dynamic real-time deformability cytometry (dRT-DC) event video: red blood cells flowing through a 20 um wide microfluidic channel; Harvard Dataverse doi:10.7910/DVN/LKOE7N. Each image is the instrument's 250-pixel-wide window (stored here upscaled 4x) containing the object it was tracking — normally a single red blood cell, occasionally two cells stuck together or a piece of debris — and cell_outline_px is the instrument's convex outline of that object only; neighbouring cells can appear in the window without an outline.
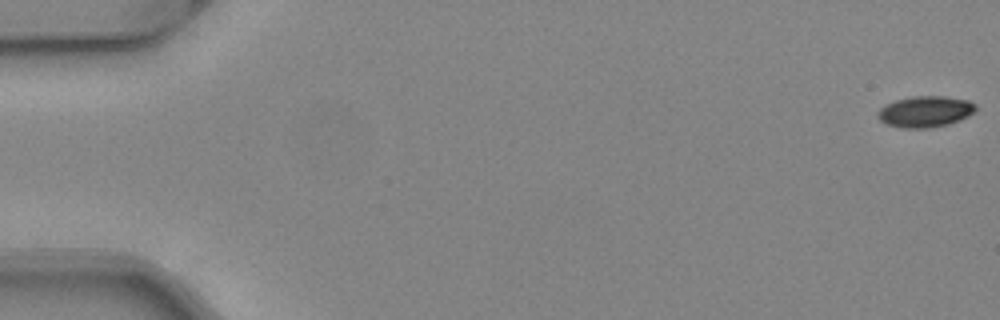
{"species": "common noctule bat (a hibernating species)", "species_latin": "Nyctalus noctula", "temperature_condition": "warm", "stored_images_in_passage": 51, "camera_frame_rate_fps": 3000, "um_per_image_px": 0.085, "animal": {"sex": "female", "body_mass_g": 24.6, "forearm_length_mm": 56.2}, "frame": {"image": 1, "passage_image": 1, "time_ms": 0.0, "image_size_px": [1000, 320], "cell_outline_px": [[976, 108], [968, 116], [960, 120], [948, 124], [928, 128], [900, 128], [888, 124], [880, 120], [876, 116], [876, 112], [880, 108], [896, 100], [912, 96], [944, 96], [968, 100], [976, 104]], "centroid_in_image_um": [78.63, 9.48], "position_along_channel_um": 6.4, "area_um2": 17.74}}
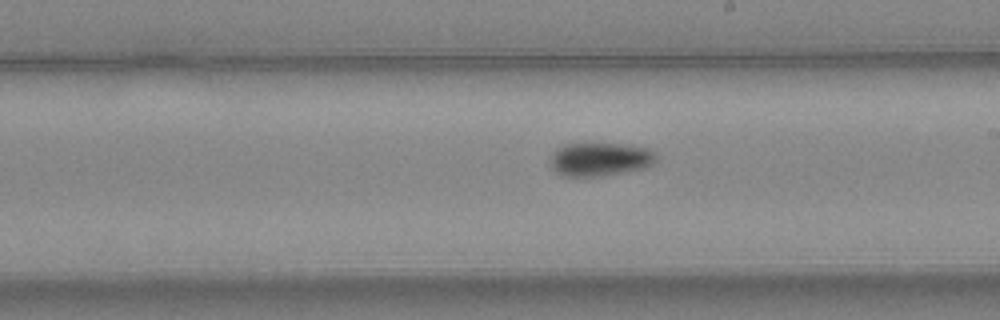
{"frame": {"image": 2, "passage_image": 30, "time_ms": 9.667, "image_size_px": [1000, 320], "cell_outline_px": [[656, 160], [652, 164], [644, 168], [624, 172], [600, 176], [560, 176], [548, 164], [548, 160], [552, 152], [556, 148], [564, 144], [620, 144], [648, 148], [656, 152]], "centroid_in_image_um": [50.94, 13.54], "position_along_channel_um": 238.1, "area_um2": 20.87}}
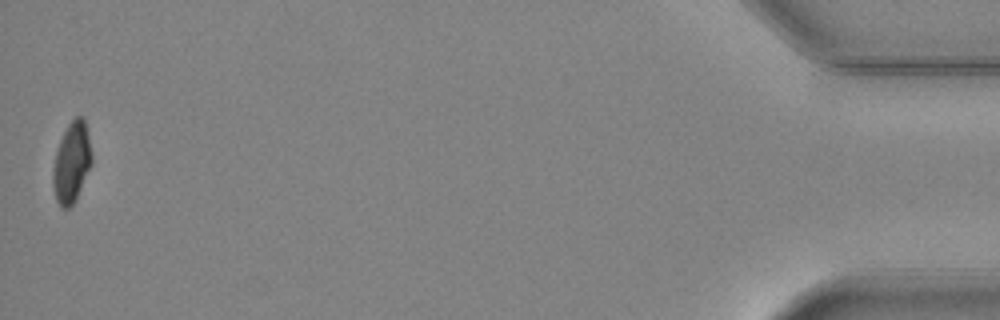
{"frame": {"image": 3, "passage_image": 51, "time_ms": 16.667, "image_size_px": [1000, 320], "cell_outline_px": [[92, 164], [76, 200], [68, 208], [60, 208], [56, 200], [52, 188], [52, 168], [56, 152], [60, 140], [68, 124], [76, 116], [84, 116], [92, 156]], "centroid_in_image_um": [6.08, 13.84], "position_along_channel_um": 429.1, "area_um2": 18.38}, "authors_computed_cell_mechanics": {"area_um2": 19.4786, "velocity_mm_per_s": 4.0909, "shape_relaxation_time_tau1_ms": 8.2334, "shape_relaxation_time_tau2_ms": 6.9623, "deformation_change_tau1": 0.1761, "deformation_change_tau2": 0.1012}}